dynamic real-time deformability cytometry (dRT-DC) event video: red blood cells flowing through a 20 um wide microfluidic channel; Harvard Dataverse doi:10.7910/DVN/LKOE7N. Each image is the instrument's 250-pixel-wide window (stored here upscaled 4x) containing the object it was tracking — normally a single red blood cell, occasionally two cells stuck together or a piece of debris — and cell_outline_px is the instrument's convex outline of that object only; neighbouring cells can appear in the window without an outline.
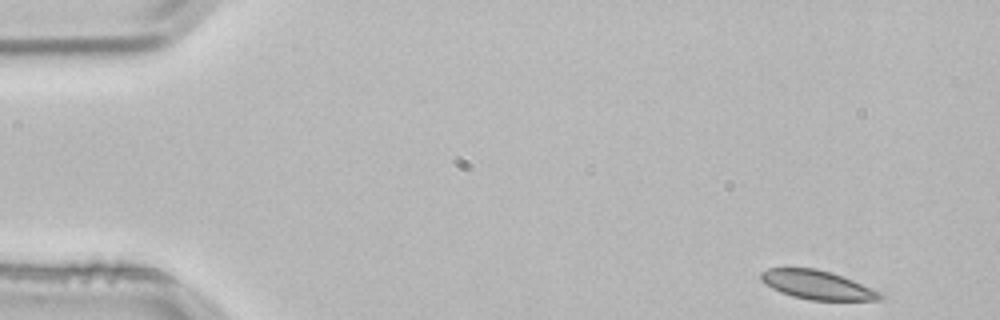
{"species": "common noctule bat (a hibernating species)", "species_latin": "Nyctalus noctula", "temperature_condition": "room temperature", "stored_images_in_passage": 4, "camera_frame_rate_fps": 3000, "um_per_image_px": 0.085, "animal": {"sex": "male", "body_mass_g": 21.5, "forearm_length_mm": 52.0}, "frame": {"image": 1, "passage_image": 1, "time_ms": 0.0, "image_size_px": [1000, 320], "cell_outline_px": [[884, 296], [880, 300], [808, 300], [792, 296], [780, 292], [764, 284], [760, 280], [760, 272], [768, 268], [816, 268], [832, 272], [852, 280], [880, 292]], "centroid_in_image_um": [69.42, 24.21], "position_along_channel_um": 15.6, "area_um2": 20.06}}
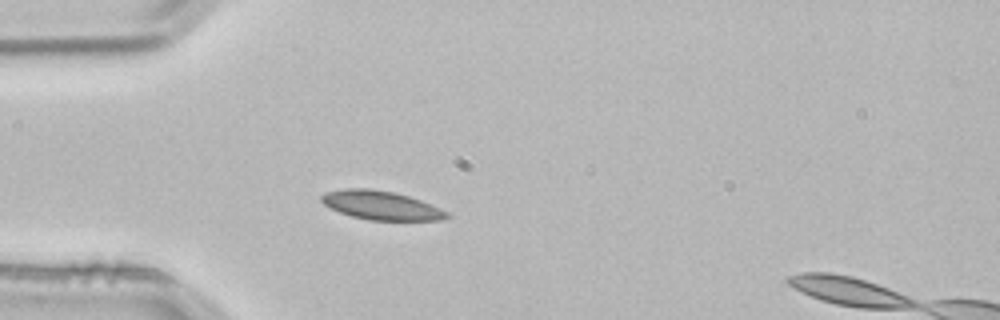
{"frame": {"image": 2, "passage_image": 3, "time_ms": 0.667, "image_size_px": [1000, 320], "cell_outline_px": [[452, 216], [440, 220], [368, 220], [352, 216], [340, 212], [324, 204], [320, 200], [320, 196], [324, 192], [344, 188], [368, 188], [396, 192], [420, 200], [440, 208], [448, 212]], "centroid_in_image_um": [32.38, 17.44], "position_along_channel_um": 52.6, "area_um2": 21.1}}